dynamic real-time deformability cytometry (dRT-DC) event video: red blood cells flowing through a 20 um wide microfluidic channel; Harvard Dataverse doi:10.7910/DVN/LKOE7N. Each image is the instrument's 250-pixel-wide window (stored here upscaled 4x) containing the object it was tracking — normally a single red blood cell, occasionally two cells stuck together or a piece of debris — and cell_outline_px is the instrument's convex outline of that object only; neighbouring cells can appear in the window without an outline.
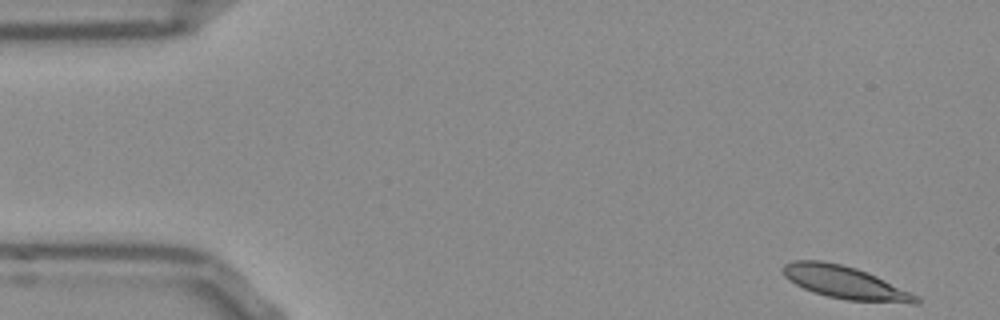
{"species": "Egyptian fruit bat (a non-hibernating species)", "species_latin": "Rousettus aegyptiacus", "temperature_condition": "room temperature", "stored_images_in_passage": 51, "camera_frame_rate_fps": 3000, "um_per_image_px": 0.085, "frame": {"image": 1, "passage_image": 1, "time_ms": 0.0, "image_size_px": [1000, 320], "cell_outline_px": [[920, 304], [912, 304], [844, 300], [812, 292], [788, 280], [784, 276], [780, 268], [784, 264], [792, 260], [820, 260], [840, 264], [856, 268], [876, 276], [920, 296]], "centroid_in_image_um": [71.84, 24.02], "position_along_channel_um": 13.2, "area_um2": 25.61}}
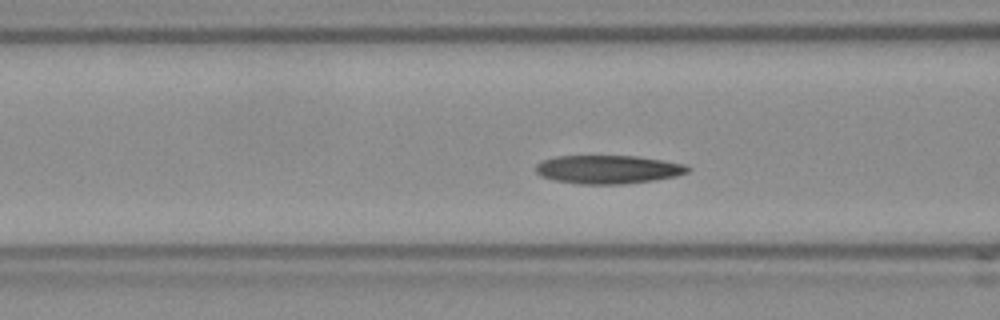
{"frame": {"image": 2, "passage_image": 18, "time_ms": 5.667, "image_size_px": [1000, 320], "cell_outline_px": [[692, 168], [688, 172], [676, 176], [652, 180], [624, 184], [576, 184], [556, 180], [540, 176], [536, 172], [536, 164], [544, 160], [556, 156], [636, 156], [684, 164]], "centroid_in_image_um": [51.67, 14.4], "position_along_channel_um": 114.9, "area_um2": 25.09}}
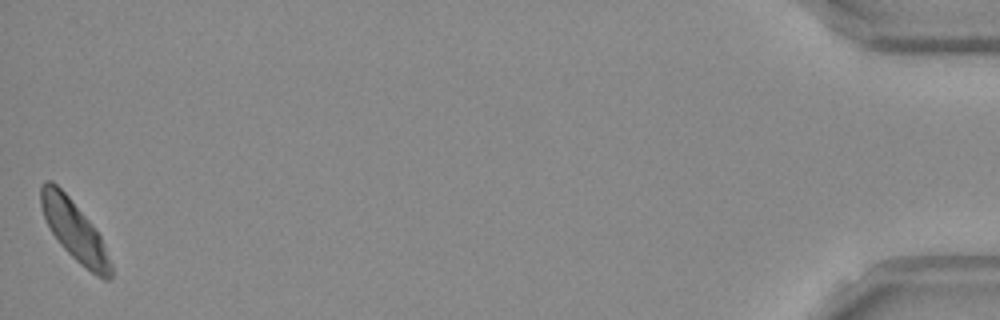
{"frame": {"image": 3, "passage_image": 51, "time_ms": 16.667, "image_size_px": [1000, 320], "cell_outline_px": [[112, 280], [104, 280], [96, 276], [80, 264], [60, 244], [52, 232], [44, 216], [40, 204], [40, 188], [44, 180], [52, 180], [68, 196], [92, 224], [100, 236], [112, 264]], "centroid_in_image_um": [6.34, 19.62], "position_along_channel_um": 428.9, "area_um2": 24.1}, "authors_computed_cell_mechanics": {"area_um2": 25.0274, "velocity_mm_per_s": 3.759, "shape_relaxation_time_tau1_ms": 3.4763, "shape_relaxation_time_tau2_ms": 5.8839, "deformation_change_tau1": 0.1142, "deformation_change_tau2": 0.0959}}